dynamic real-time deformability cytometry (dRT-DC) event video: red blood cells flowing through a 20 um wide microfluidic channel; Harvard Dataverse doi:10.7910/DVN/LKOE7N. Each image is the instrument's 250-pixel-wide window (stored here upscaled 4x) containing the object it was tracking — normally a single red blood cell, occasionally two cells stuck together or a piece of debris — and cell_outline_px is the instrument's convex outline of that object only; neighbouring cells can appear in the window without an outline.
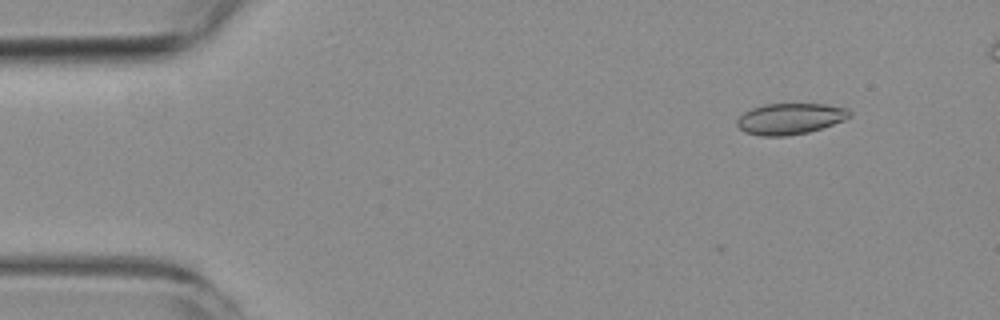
{"species": "common noctule bat (a hibernating species)", "species_latin": "Nyctalus noctula", "temperature_condition": "room temperature", "stored_images_in_passage": 6, "camera_frame_rate_fps": 3000, "um_per_image_px": 0.085, "animal": {"sex": "female", "body_mass_g": 19.3, "forearm_length_mm": 54.1}, "frame": {"image": 1, "passage_image": 2, "time_ms": 1.0, "image_size_px": [1000, 320], "cell_outline_px": [[852, 116], [844, 120], [808, 132], [784, 136], [760, 136], [744, 132], [736, 124], [736, 120], [744, 112], [752, 108], [764, 104], [824, 104], [848, 108], [852, 112]], "centroid_in_image_um": [67.15, 10.09], "position_along_channel_um": 17.8, "area_um2": 20.4}}